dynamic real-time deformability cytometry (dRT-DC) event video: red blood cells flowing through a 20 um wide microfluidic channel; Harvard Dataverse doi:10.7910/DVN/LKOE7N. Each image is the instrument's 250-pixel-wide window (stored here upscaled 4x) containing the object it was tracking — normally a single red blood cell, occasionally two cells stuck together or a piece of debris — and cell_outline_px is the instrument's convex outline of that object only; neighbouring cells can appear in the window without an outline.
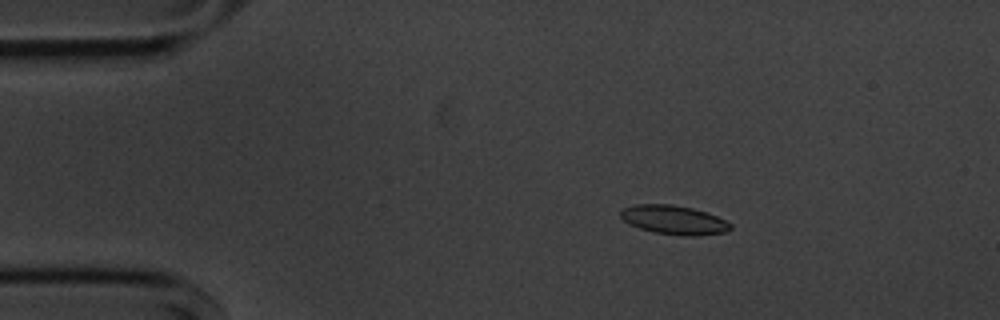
{"species": "common noctule bat (a hibernating species)", "species_latin": "Nyctalus noctula", "temperature_condition": "cold", "stored_images_in_passage": 55, "camera_frame_rate_fps": 3000, "um_per_image_px": 0.085, "animal": {"sex": "male", "body_mass_g": 20.1, "forearm_length_mm": 53.5}, "frame": {"image": 1, "passage_image": 9, "time_ms": 2.667, "image_size_px": [1000, 320], "cell_outline_px": [[732, 228], [728, 232], [696, 236], [684, 236], [652, 232], [628, 224], [620, 216], [620, 212], [624, 208], [636, 204], [672, 204], [692, 208], [716, 216], [732, 224]], "centroid_in_image_um": [57.29, 18.7], "position_along_channel_um": 27.7, "area_um2": 18.61}}
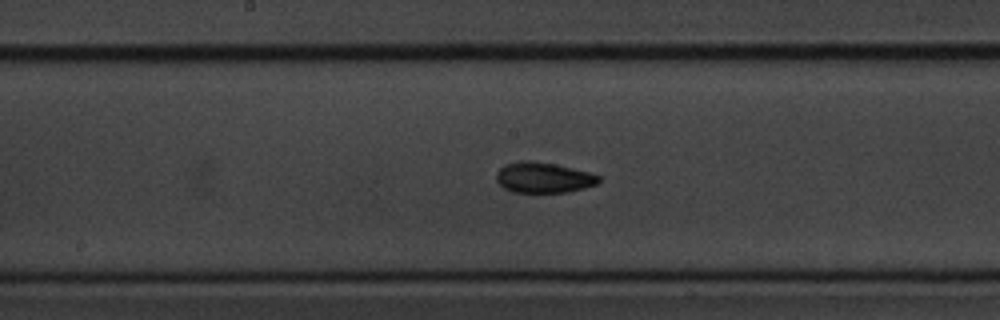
{"frame": {"image": 2, "passage_image": 28, "time_ms": 9.0, "image_size_px": [1000, 320], "cell_outline_px": [[600, 180], [596, 184], [584, 188], [568, 192], [512, 192], [504, 188], [496, 180], [496, 172], [504, 164], [520, 160], [528, 160], [556, 164], [588, 172], [600, 176]], "centroid_in_image_um": [46.16, 15.08], "position_along_channel_um": 202.0, "area_um2": 18.26}}
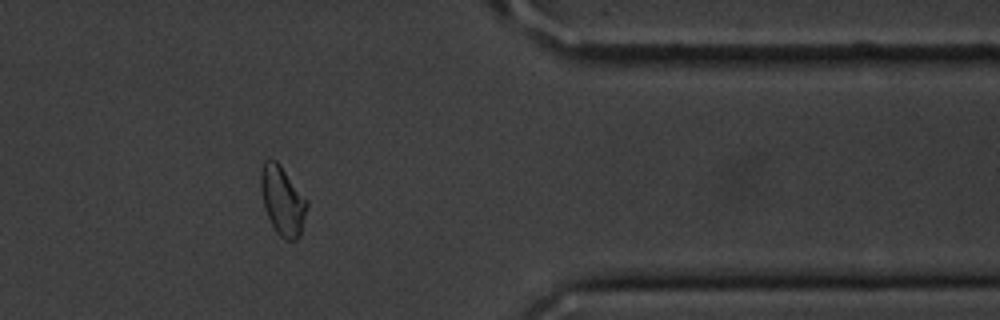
{"frame": {"image": 3, "passage_image": 45, "time_ms": 14.667, "image_size_px": [1000, 320], "cell_outline_px": [[308, 204], [300, 236], [296, 240], [288, 240], [280, 236], [276, 232], [264, 208], [260, 188], [260, 172], [264, 160], [268, 156], [276, 160], [280, 164], [308, 200]], "centroid_in_image_um": [24.0, 17.01], "position_along_channel_um": 387.4, "area_um2": 18.79}, "authors_computed_cell_mechanics": {"area_um2": 18.2648, "velocity_mm_per_s": 3.598, "shape_relaxation_time_tau1_ms": 2.3582, "shape_relaxation_time_tau2_ms": 2.5966, "deformation_change_tau1": 0.0993, "deformation_change_tau2": 0.0713}}